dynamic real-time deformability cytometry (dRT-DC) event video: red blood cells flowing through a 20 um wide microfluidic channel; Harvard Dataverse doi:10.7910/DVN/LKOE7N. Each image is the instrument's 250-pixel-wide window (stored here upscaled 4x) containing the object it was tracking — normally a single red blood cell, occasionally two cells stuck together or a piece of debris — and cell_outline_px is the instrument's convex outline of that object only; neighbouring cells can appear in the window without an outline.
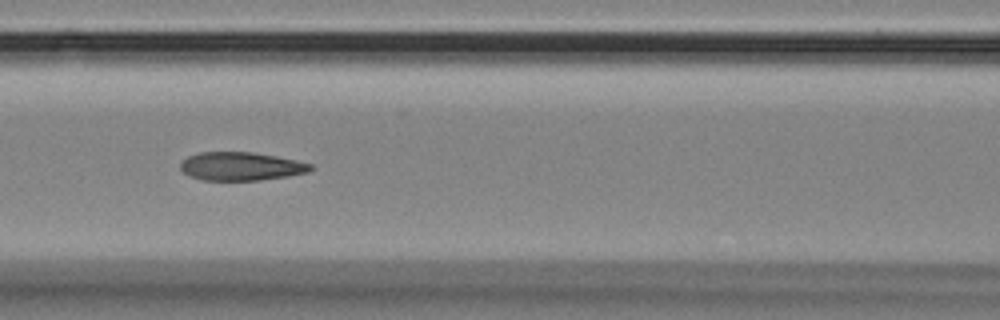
{"species": "Egyptian fruit bat (a non-hibernating species)", "species_latin": "Rousettus aegyptiacus", "temperature_condition": "room temperature", "stored_images_in_passage": 5, "camera_frame_rate_fps": 3000, "um_per_image_px": 0.085, "animal": {"sex": "female"}, "frame": {"image": 1, "passage_image": 3, "time_ms": 0.667, "image_size_px": [1000, 320], "cell_outline_px": [[316, 168], [308, 172], [288, 176], [260, 180], [204, 180], [192, 176], [184, 172], [180, 168], [180, 164], [188, 156], [200, 152], [252, 152], [276, 156], [296, 160], [312, 164]], "centroid_in_image_um": [20.53, 14.13], "position_along_channel_um": 146.1, "area_um2": 21.44}}
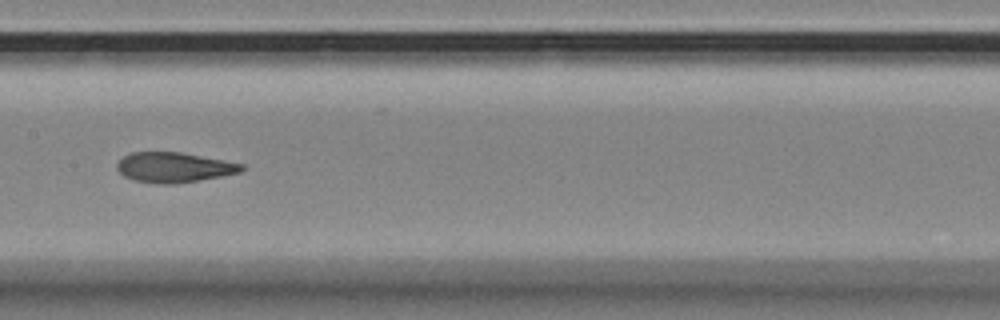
{"frame": {"image": 2, "passage_image": 4, "time_ms": 1.0, "image_size_px": [1000, 320], "cell_outline_px": [[244, 168], [240, 172], [200, 180], [176, 184], [156, 184], [132, 180], [124, 176], [116, 168], [116, 164], [124, 156], [132, 152], [180, 152], [244, 164]], "centroid_in_image_um": [14.76, 14.23], "position_along_channel_um": 192.6, "area_um2": 21.79}}
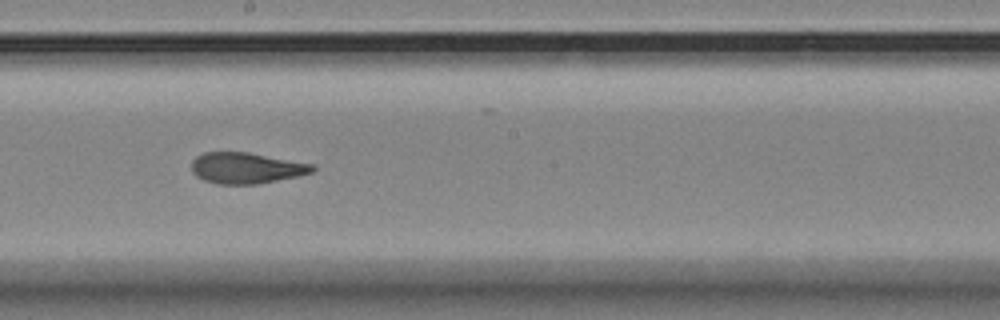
{"frame": {"image": 3, "passage_image": 5, "time_ms": 1.333, "image_size_px": [1000, 320], "cell_outline_px": [[316, 168], [312, 172], [296, 176], [256, 184], [216, 184], [204, 180], [196, 176], [192, 172], [192, 160], [196, 156], [204, 152], [248, 152], [316, 164]], "centroid_in_image_um": [20.93, 14.27], "position_along_channel_um": 227.3, "area_um2": 21.91}}